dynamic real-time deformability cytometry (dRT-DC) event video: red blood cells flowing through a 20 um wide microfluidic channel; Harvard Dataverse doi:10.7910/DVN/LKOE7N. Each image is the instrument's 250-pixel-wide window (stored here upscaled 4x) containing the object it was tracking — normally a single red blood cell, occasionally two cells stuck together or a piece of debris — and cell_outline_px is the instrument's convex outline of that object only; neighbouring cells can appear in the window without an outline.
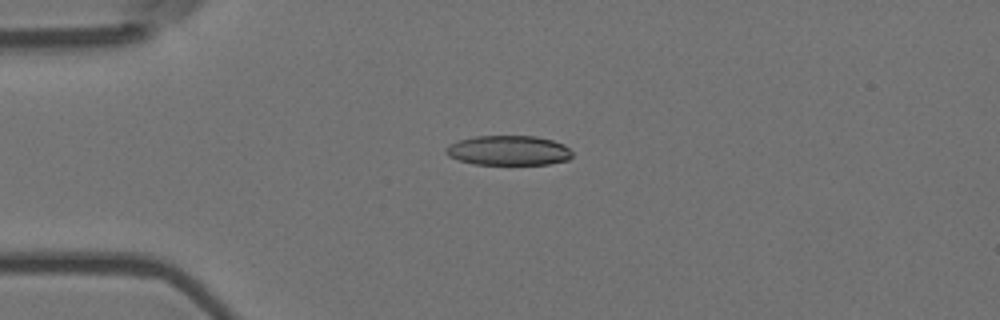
{"species": "Egyptian fruit bat (a non-hibernating species)", "species_latin": "Rousettus aegyptiacus", "temperature_condition": "room temperature", "stored_images_in_passage": 54, "camera_frame_rate_fps": 3000, "um_per_image_px": 0.085, "animal": {"sex": "female"}, "frame": {"image": 1, "passage_image": 13, "time_ms": 4.0, "image_size_px": [1000, 320], "cell_outline_px": [[572, 156], [568, 160], [548, 164], [476, 164], [460, 160], [448, 156], [444, 152], [444, 148], [448, 144], [460, 140], [476, 136], [536, 136], [552, 140], [564, 144], [572, 152]], "centroid_in_image_um": [43.22, 12.78], "position_along_channel_um": 41.8, "area_um2": 21.91}}
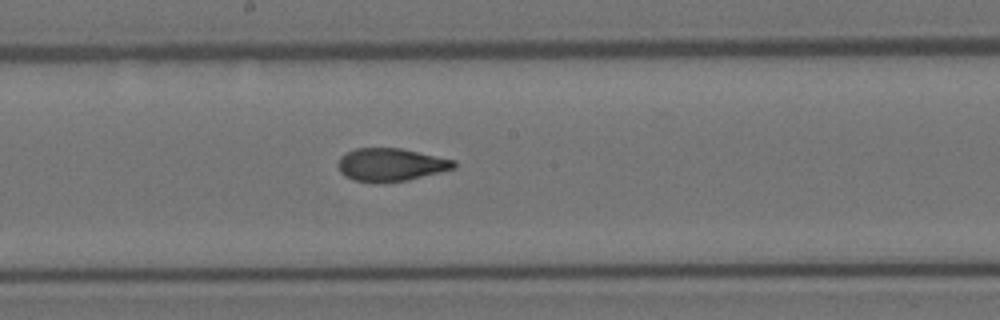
{"frame": {"image": 2, "passage_image": 29, "time_ms": 9.333, "image_size_px": [1000, 320], "cell_outline_px": [[456, 168], [408, 180], [352, 180], [344, 176], [340, 172], [336, 164], [340, 156], [356, 148], [400, 148], [456, 160]], "centroid_in_image_um": [33.22, 13.96], "position_along_channel_um": 215.0, "area_um2": 21.79}}
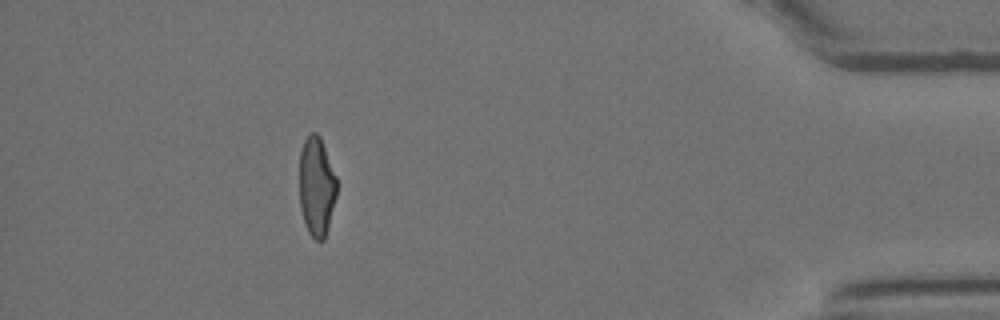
{"frame": {"image": 3, "passage_image": 49, "time_ms": 16.0, "image_size_px": [1000, 320], "cell_outline_px": [[336, 196], [328, 228], [324, 240], [316, 240], [308, 232], [304, 224], [300, 208], [300, 152], [304, 140], [308, 132], [316, 132], [320, 136], [336, 176]], "centroid_in_image_um": [26.9, 15.84], "position_along_channel_um": 408.3, "area_um2": 21.68}, "authors_computed_cell_mechanics": {"area_um2": 22.6287, "velocity_mm_per_s": 3.7031, "shape_relaxation_time_tau1_ms": 7.9526, "shape_relaxation_time_tau2_ms": 1.2908, "deformation_change_tau1": 0.2431, "deformation_change_tau2": 0.0738}}